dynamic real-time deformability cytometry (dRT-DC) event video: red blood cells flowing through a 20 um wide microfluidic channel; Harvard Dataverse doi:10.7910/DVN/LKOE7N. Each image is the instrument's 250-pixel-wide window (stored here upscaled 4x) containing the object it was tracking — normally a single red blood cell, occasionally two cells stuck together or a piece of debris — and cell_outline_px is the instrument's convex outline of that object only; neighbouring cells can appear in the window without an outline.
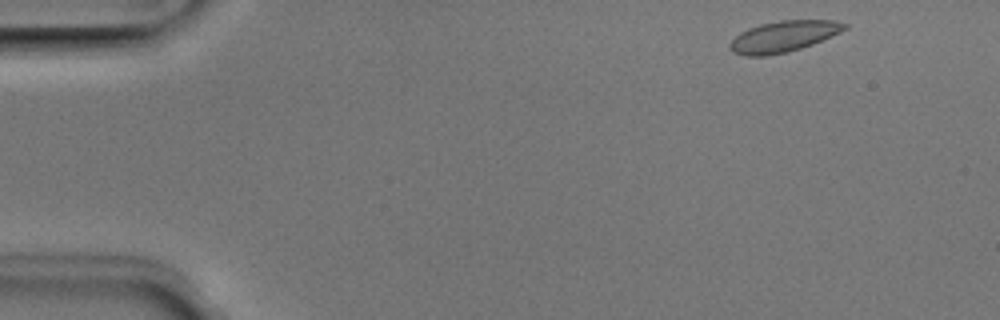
{"species": "Egyptian fruit bat (a non-hibernating species)", "species_latin": "Rousettus aegyptiacus", "temperature_condition": "room temperature", "stored_images_in_passage": 48, "camera_frame_rate_fps": 3000, "um_per_image_px": 0.085, "animal": {"sex": "male"}, "frame": {"image": 1, "passage_image": 2, "time_ms": 0.333, "image_size_px": [1000, 320], "cell_outline_px": [[848, 28], [840, 32], [812, 44], [788, 52], [764, 56], [744, 56], [732, 52], [728, 48], [728, 44], [740, 32], [748, 28], [760, 24], [780, 20], [836, 20], [848, 24]], "centroid_in_image_um": [66.57, 3.1], "position_along_channel_um": 18.4, "area_um2": 20.87}}
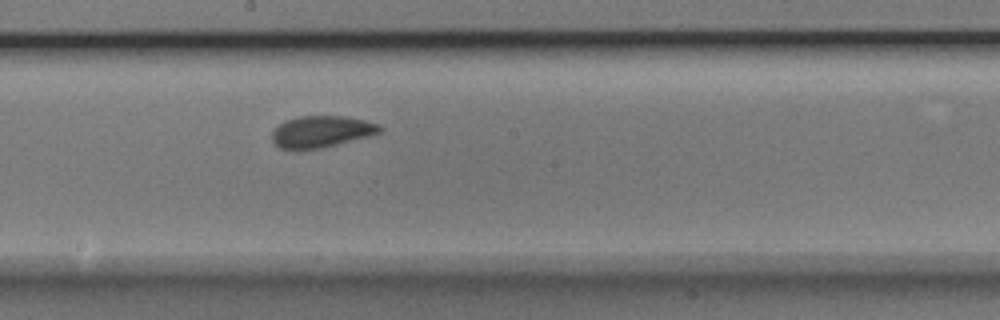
{"frame": {"image": 2, "passage_image": 25, "time_ms": 8.0, "image_size_px": [1000, 320], "cell_outline_px": [[384, 128], [380, 132], [368, 136], [320, 148], [296, 152], [280, 148], [272, 140], [272, 132], [284, 120], [296, 116], [348, 116], [380, 124]], "centroid_in_image_um": [27.28, 11.2], "position_along_channel_um": 220.9, "area_um2": 20.17}}
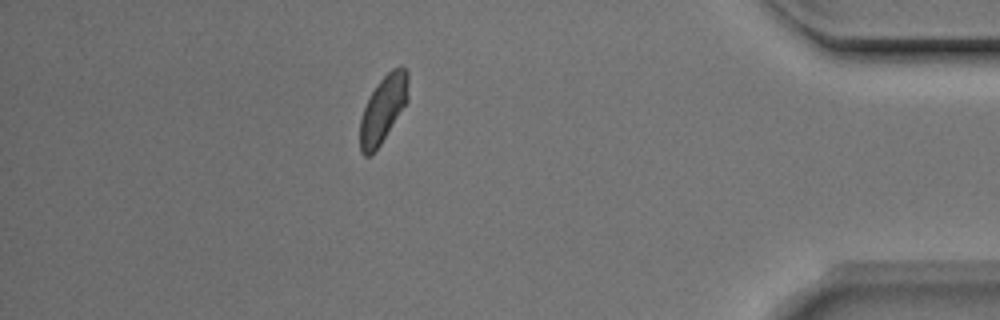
{"frame": {"image": 3, "passage_image": 42, "time_ms": 13.667, "image_size_px": [1000, 320], "cell_outline_px": [[408, 100], [380, 144], [368, 156], [364, 156], [360, 152], [360, 120], [364, 108], [376, 84], [392, 68], [400, 64], [408, 72]], "centroid_in_image_um": [32.57, 9.23], "position_along_channel_um": 402.6, "area_um2": 18.5}, "authors_computed_cell_mechanics": {"area_um2": 19.652, "velocity_mm_per_s": 3.9402, "shape_relaxation_time_tau1_ms": 3.0096, "shape_relaxation_time_tau2_ms": 0.5365, "deformation_change_tau1": 0.0805, "deformation_change_tau2": 0.0546}}